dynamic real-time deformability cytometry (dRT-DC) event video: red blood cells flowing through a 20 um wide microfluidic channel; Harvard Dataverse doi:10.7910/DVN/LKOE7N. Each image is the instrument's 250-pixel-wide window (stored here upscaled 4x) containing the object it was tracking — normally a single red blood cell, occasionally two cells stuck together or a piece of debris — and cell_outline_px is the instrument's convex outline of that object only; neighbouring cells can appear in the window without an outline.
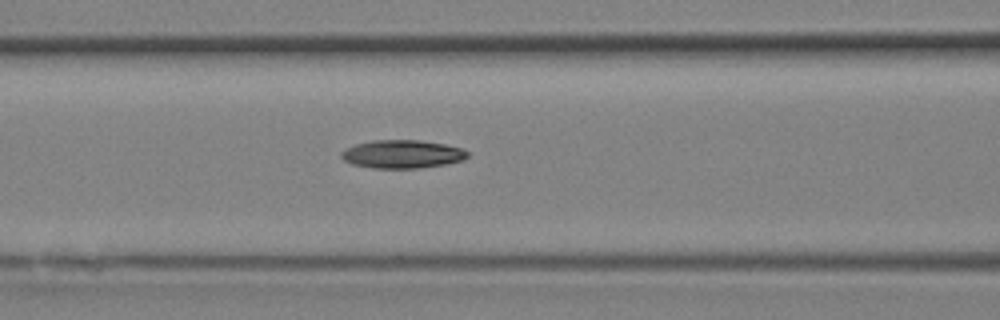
{"species": "Egyptian fruit bat (a non-hibernating species)", "species_latin": "Rousettus aegyptiacus", "temperature_condition": "room temperature", "stored_images_in_passage": 15, "camera_frame_rate_fps": 3000, "um_per_image_px": 0.085, "animal": {"sex": "female"}, "frame": {"image": 1, "passage_image": 9, "time_ms": 2.667, "image_size_px": [1000, 320], "cell_outline_px": [[468, 156], [464, 160], [444, 164], [416, 168], [372, 168], [352, 164], [344, 160], [340, 156], [340, 152], [344, 148], [356, 144], [372, 140], [420, 140], [444, 144], [464, 148], [468, 152]], "centroid_in_image_um": [34.17, 13.09], "position_along_channel_um": 132.4, "area_um2": 20.87}}
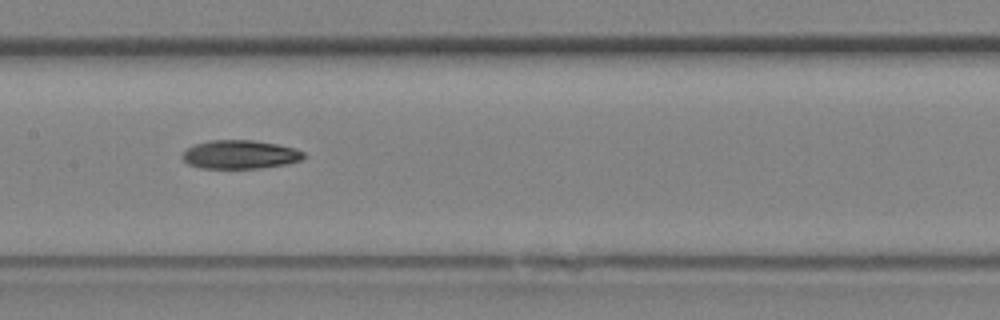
{"frame": {"image": 2, "passage_image": 11, "time_ms": 3.333, "image_size_px": [1000, 320], "cell_outline_px": [[304, 156], [300, 160], [288, 164], [260, 168], [200, 168], [188, 164], [180, 156], [188, 148], [196, 144], [212, 140], [252, 140], [276, 144], [292, 148], [304, 152]], "centroid_in_image_um": [20.38, 13.14], "position_along_channel_um": 187.0, "area_um2": 20.06}}
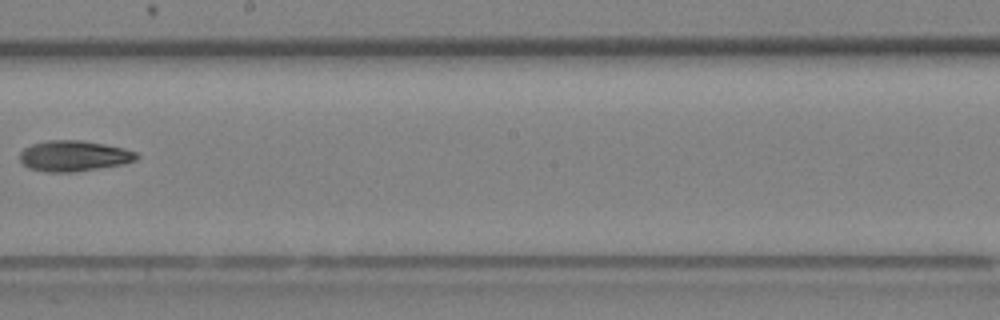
{"frame": {"image": 3, "passage_image": 13, "time_ms": 4.0, "image_size_px": [1000, 320], "cell_outline_px": [[140, 156], [136, 160], [124, 164], [72, 172], [44, 172], [28, 168], [20, 160], [20, 152], [24, 148], [32, 144], [48, 140], [80, 140], [104, 144], [124, 148], [136, 152]], "centroid_in_image_um": [6.28, 13.25], "position_along_channel_um": 241.9, "area_um2": 20.92}}